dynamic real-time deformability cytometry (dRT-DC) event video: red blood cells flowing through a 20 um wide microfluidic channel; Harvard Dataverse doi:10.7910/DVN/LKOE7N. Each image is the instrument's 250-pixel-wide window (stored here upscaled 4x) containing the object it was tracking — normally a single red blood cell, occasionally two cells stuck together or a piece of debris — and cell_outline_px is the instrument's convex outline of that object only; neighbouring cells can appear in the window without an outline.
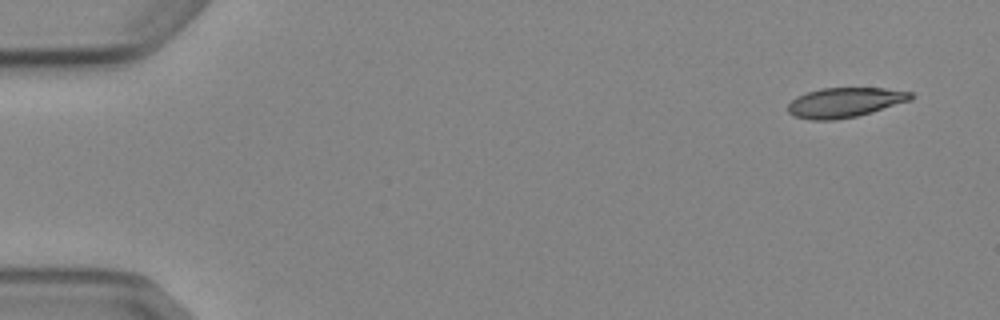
{"species": "Egyptian fruit bat (a non-hibernating species)", "species_latin": "Rousettus aegyptiacus", "temperature_condition": "cold", "stored_images_in_passage": 4, "camera_frame_rate_fps": 3000, "um_per_image_px": 0.085, "animal": {"sex": "female"}, "frame": {"image": 1, "passage_image": 1, "time_ms": 0.0, "image_size_px": [1000, 320], "cell_outline_px": [[916, 96], [912, 100], [872, 112], [856, 116], [836, 120], [812, 120], [796, 116], [788, 112], [788, 104], [796, 96], [820, 88], [884, 88], [912, 92]], "centroid_in_image_um": [71.85, 8.7], "position_along_channel_um": 13.2, "area_um2": 21.39}}
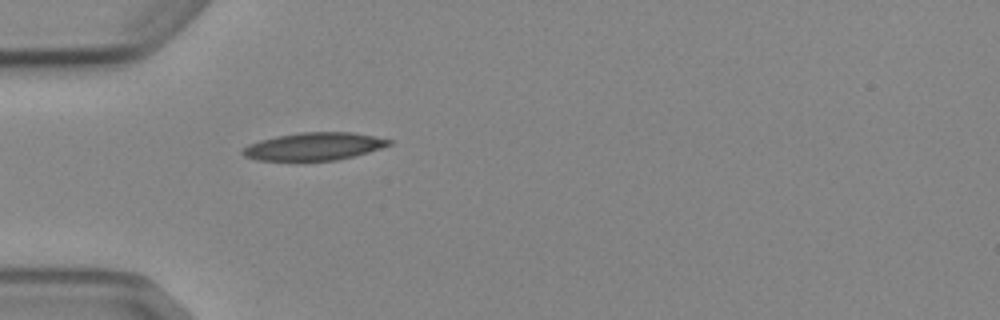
{"frame": {"image": 2, "passage_image": 4, "time_ms": 4.333, "image_size_px": [1000, 320], "cell_outline_px": [[392, 144], [368, 152], [336, 160], [256, 160], [244, 156], [240, 152], [248, 144], [260, 140], [276, 136], [300, 132], [352, 132], [392, 140]], "centroid_in_image_um": [26.66, 12.44], "position_along_channel_um": 58.3, "area_um2": 23.41}}